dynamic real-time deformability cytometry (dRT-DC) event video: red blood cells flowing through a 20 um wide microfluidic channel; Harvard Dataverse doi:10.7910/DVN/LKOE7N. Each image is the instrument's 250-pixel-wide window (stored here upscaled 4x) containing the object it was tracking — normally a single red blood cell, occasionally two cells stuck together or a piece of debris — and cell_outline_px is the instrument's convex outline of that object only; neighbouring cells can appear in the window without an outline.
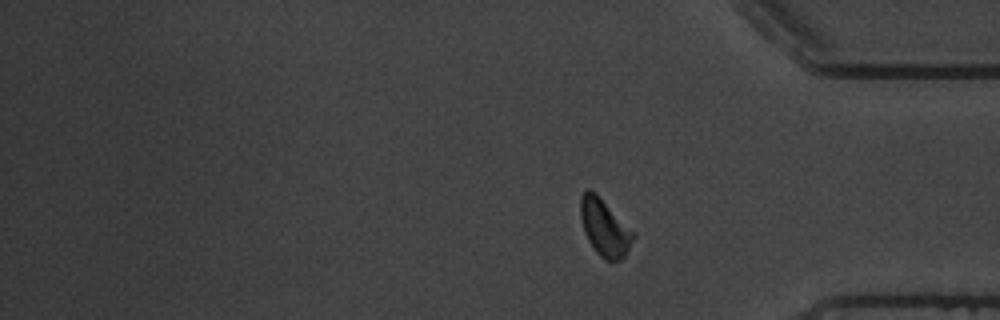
{"species": "common noctule bat (a hibernating species)", "species_latin": "Nyctalus noctula", "temperature_condition": "warm", "stored_images_in_passage": 14, "segment_of_instrument_passage": [2, 2], "camera_frame_rate_fps": 3000, "um_per_image_px": 0.085, "animal": {"sex": "male", "body_mass_g": 19.5, "forearm_length_mm": 54.6}, "frame": {"image": 1, "passage_image": 14, "time_ms": 20.667, "image_size_px": [1000, 320], "cell_outline_px": [[636, 236], [624, 256], [620, 260], [604, 260], [596, 252], [588, 240], [584, 232], [580, 216], [580, 196], [588, 188], [596, 192], [636, 232]], "centroid_in_image_um": [51.4, 19.31], "position_along_channel_um": 383.8, "area_um2": 17.8}}